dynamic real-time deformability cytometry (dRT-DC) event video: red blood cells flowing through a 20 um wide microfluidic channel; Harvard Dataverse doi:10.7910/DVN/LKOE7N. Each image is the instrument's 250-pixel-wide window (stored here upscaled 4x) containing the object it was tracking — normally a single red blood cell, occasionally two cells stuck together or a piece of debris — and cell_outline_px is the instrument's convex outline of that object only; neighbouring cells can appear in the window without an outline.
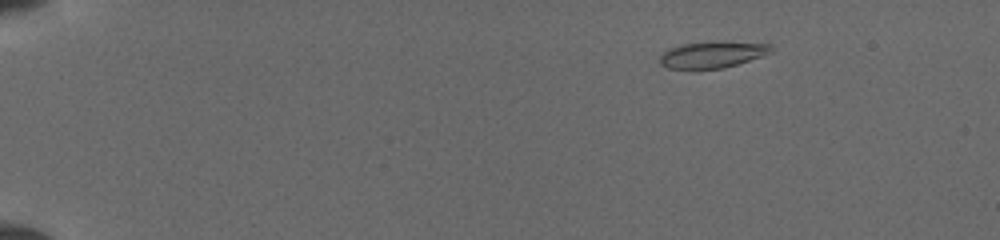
{"species": "common noctule bat (a hibernating species)", "species_latin": "Nyctalus noctula", "temperature_condition": "cold", "stored_images_in_passage": 6, "camera_frame_rate_fps": 3000, "um_per_image_px": 0.085, "animal": {"sex": "female", "body_mass_g": 19.5, "forearm_length_mm": 54.1}, "frame": {"image": 1, "passage_image": 1, "time_ms": 0.0, "image_size_px": [1000, 240], "cell_outline_px": [[772, 52], [764, 56], [724, 68], [668, 68], [660, 64], [660, 56], [668, 48], [680, 44], [772, 44]], "centroid_in_image_um": [60.52, 4.69], "position_along_channel_um": 24.5, "area_um2": 16.13}}
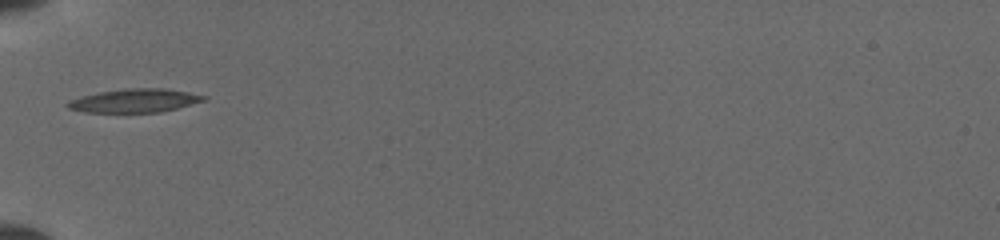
{"frame": {"image": 2, "passage_image": 5, "time_ms": 4.0, "image_size_px": [1000, 240], "cell_outline_px": [[208, 96], [204, 100], [176, 108], [160, 112], [84, 112], [68, 108], [64, 104], [68, 100], [80, 96], [100, 92], [124, 88], [164, 88], [188, 92]], "centroid_in_image_um": [11.39, 8.55], "position_along_channel_um": 73.6, "area_um2": 18.61}}